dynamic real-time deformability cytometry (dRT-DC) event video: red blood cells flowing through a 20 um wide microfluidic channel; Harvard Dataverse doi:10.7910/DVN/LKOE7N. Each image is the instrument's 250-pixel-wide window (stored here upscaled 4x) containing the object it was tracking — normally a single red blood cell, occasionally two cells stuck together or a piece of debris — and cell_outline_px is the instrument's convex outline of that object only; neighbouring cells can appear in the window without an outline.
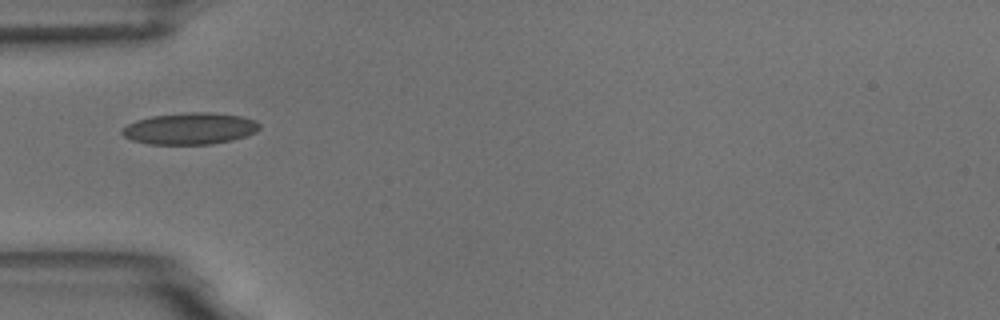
{"species": "common noctule bat (a hibernating species)", "species_latin": "Nyctalus noctula", "temperature_condition": "room temperature", "stored_images_in_passage": 1, "camera_frame_rate_fps": 3000, "um_per_image_px": 0.085, "animal": {"sex": "male", "body_mass_g": 18.8}, "frame": {"image": 1, "passage_image": 1, "time_ms": 0.0, "image_size_px": [1000, 320], "cell_outline_px": [[260, 128], [256, 132], [232, 140], [212, 144], [148, 144], [132, 140], [124, 136], [120, 132], [128, 124], [136, 120], [152, 116], [188, 112], [212, 112], [240, 116], [256, 120], [260, 124]], "centroid_in_image_um": [16.16, 10.92], "position_along_channel_um": 68.8, "area_um2": 25.32}}